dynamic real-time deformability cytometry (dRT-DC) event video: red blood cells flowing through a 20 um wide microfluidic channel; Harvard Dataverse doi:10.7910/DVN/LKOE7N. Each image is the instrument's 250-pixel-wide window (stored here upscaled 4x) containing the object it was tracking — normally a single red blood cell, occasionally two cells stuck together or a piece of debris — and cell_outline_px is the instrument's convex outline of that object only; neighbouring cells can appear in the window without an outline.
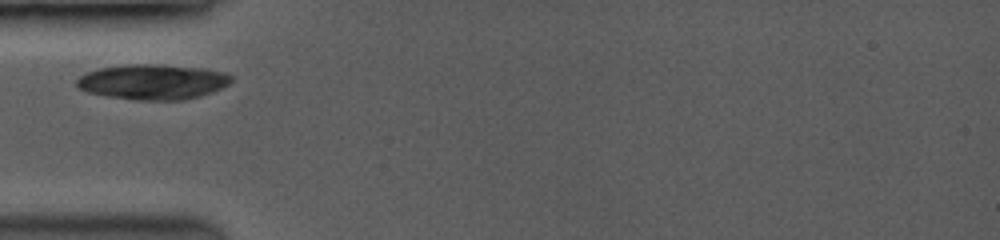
{"species": "common noctule bat (a hibernating species)", "species_latin": "Nyctalus noctula", "temperature_condition": "room temperature", "stored_images_in_passage": 9, "camera_frame_rate_fps": 3500, "um_per_image_px": 0.085, "animal": {"sex": "female", "body_mass_g": 19.0, "forearm_length_mm": 53.3}, "frame": {"image": 1, "passage_image": 1, "time_ms": 0.0, "image_size_px": [1000, 240], "cell_outline_px": [[232, 80], [228, 84], [220, 88], [200, 96], [180, 100], [136, 100], [88, 92], [80, 88], [76, 84], [76, 80], [80, 76], [88, 72], [100, 68], [128, 64], [164, 64], [204, 68], [224, 72], [232, 76]], "centroid_in_image_um": [13.01, 6.94], "position_along_channel_um": 72.0, "area_um2": 31.5}}
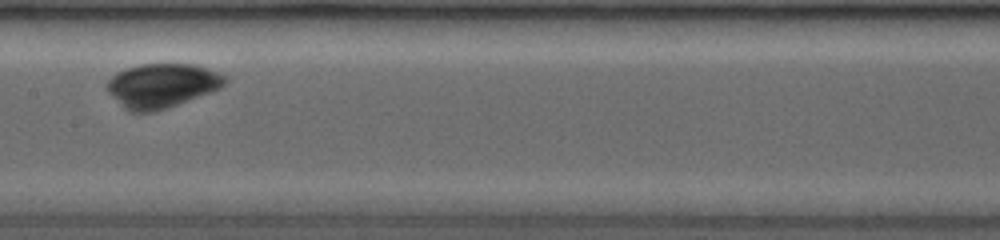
{"frame": {"image": 2, "passage_image": 6, "time_ms": 3.143, "image_size_px": [1000, 240], "cell_outline_px": [[228, 80], [224, 84], [216, 88], [176, 104], [152, 112], [132, 112], [108, 92], [108, 80], [116, 72], [124, 68], [140, 64], [196, 64], [208, 68], [224, 76]], "centroid_in_image_um": [13.72, 7.23], "position_along_channel_um": 193.7, "area_um2": 29.42}}